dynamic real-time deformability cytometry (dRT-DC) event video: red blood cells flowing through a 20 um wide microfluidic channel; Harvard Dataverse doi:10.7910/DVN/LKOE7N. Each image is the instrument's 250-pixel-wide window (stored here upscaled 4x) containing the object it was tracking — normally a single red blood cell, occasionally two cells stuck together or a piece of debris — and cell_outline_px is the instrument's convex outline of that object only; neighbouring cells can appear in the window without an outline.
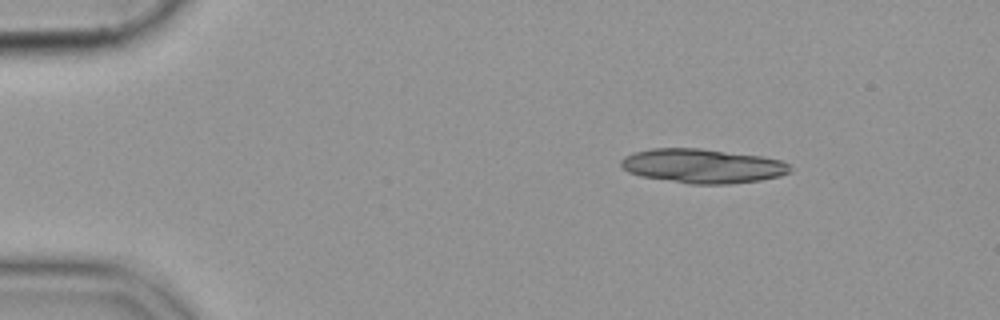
{"species": "common noctule bat (a hibernating species)", "species_latin": "Nyctalus noctula", "temperature_condition": "cold", "stored_images_in_passage": 48, "segment_of_instrument_passage": [1, 2], "camera_frame_rate_fps": 3000, "um_per_image_px": 0.085, "animal": {"sex": "female", "body_mass_g": 19.9}, "frame": {"image": 1, "passage_image": 1, "time_ms": 0.0, "image_size_px": [1000, 320], "cell_outline_px": [[792, 168], [788, 172], [780, 176], [760, 180], [728, 184], [688, 184], [640, 176], [628, 172], [620, 164], [620, 160], [624, 156], [636, 152], [652, 148], [700, 148], [760, 156], [780, 160], [788, 164]], "centroid_in_image_um": [59.69, 14.11], "position_along_channel_um": 25.3, "area_um2": 33.7}}